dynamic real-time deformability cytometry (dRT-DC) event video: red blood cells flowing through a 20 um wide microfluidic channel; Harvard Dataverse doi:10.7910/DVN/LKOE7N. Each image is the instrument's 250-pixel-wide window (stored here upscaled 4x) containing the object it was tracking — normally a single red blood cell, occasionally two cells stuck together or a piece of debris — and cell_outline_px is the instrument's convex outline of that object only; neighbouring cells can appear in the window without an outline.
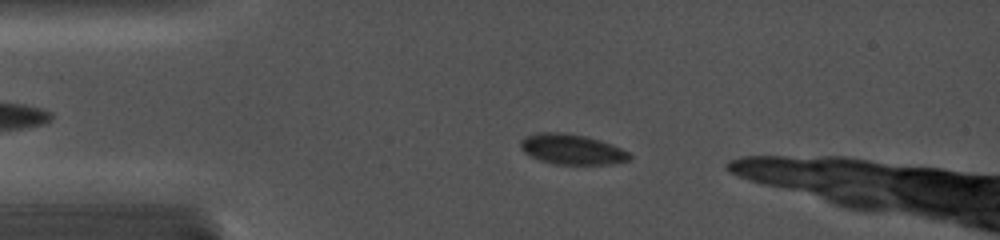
{"species": "common noctule bat (a hibernating species)", "species_latin": "Nyctalus noctula", "temperature_condition": "cold", "stored_images_in_passage": 70, "camera_frame_rate_fps": 5000, "um_per_image_px": 0.085, "animal": {"sex": "female", "body_mass_g": 19.0, "forearm_length_mm": 56.7}, "frame": {"image": 1, "passage_image": 14, "time_ms": 2.4, "image_size_px": [1000, 240], "cell_outline_px": [[632, 160], [608, 164], [552, 164], [540, 160], [524, 152], [520, 148], [520, 140], [524, 136], [536, 132], [564, 132], [588, 136], [612, 144], [628, 152], [632, 156]], "centroid_in_image_um": [48.59, 12.67], "position_along_channel_um": 36.4, "area_um2": 19.48}}
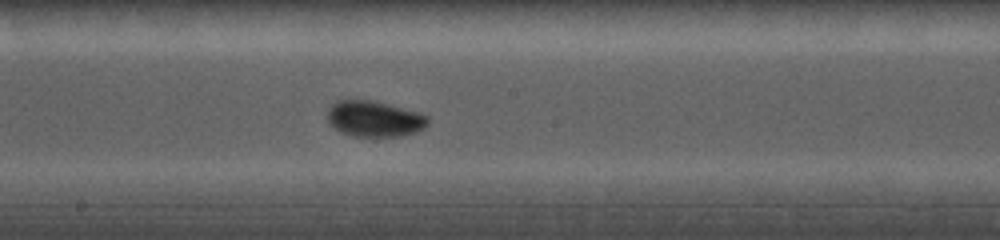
{"frame": {"image": 2, "passage_image": 42, "time_ms": 7.8, "image_size_px": [1000, 240], "cell_outline_px": [[428, 124], [424, 128], [416, 132], [400, 136], [352, 136], [340, 132], [328, 120], [328, 108], [336, 100], [372, 100], [388, 104], [416, 112], [428, 116]], "centroid_in_image_um": [31.81, 10.1], "position_along_channel_um": 216.4, "area_um2": 20.81}}
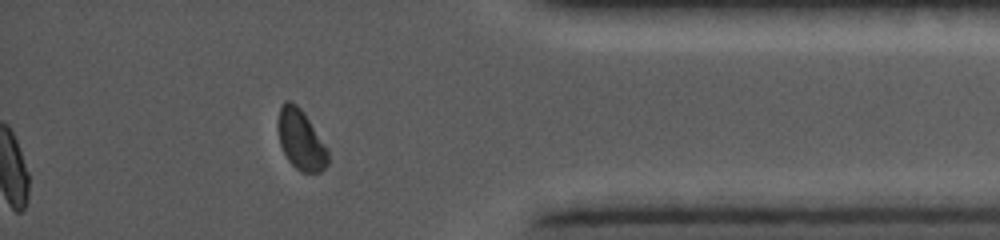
{"frame": {"image": 3, "passage_image": 70, "time_ms": 13.0, "image_size_px": [1000, 240], "cell_outline_px": [[328, 164], [320, 172], [300, 172], [288, 160], [280, 144], [276, 124], [280, 108], [284, 100], [292, 100], [304, 112], [328, 148]], "centroid_in_image_um": [25.56, 11.85], "position_along_channel_um": 409.6, "area_um2": 17.74}}